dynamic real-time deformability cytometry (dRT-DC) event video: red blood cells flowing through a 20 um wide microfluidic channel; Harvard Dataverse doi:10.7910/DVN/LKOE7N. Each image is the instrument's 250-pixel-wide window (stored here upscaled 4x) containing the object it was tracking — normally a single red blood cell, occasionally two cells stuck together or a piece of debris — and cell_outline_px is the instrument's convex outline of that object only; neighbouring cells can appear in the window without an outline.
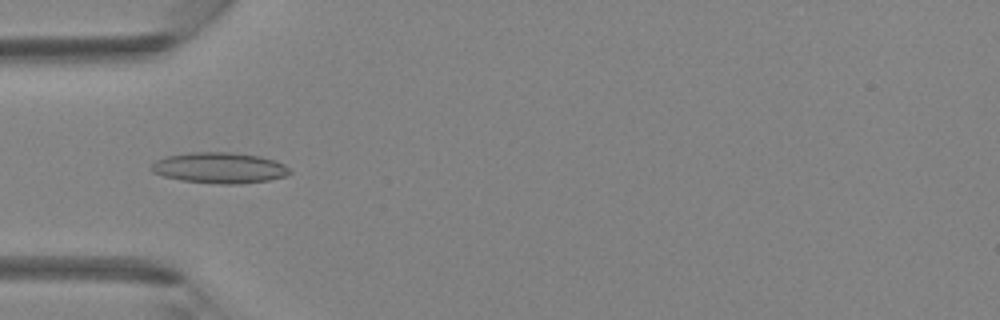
{"species": "Egyptian fruit bat (a non-hibernating species)", "species_latin": "Rousettus aegyptiacus", "temperature_condition": "room temperature", "stored_images_in_passage": 43, "camera_frame_rate_fps": 3000, "um_per_image_px": 0.085, "animal": {"sex": "female"}, "frame": {"image": 1, "passage_image": 14, "time_ms": 4.333, "image_size_px": [1000, 320], "cell_outline_px": [[292, 172], [284, 176], [268, 180], [240, 184], [220, 184], [180, 180], [164, 176], [152, 172], [152, 164], [156, 160], [164, 156], [188, 152], [232, 152], [260, 156], [276, 160], [284, 164]], "centroid_in_image_um": [18.65, 14.26], "position_along_channel_um": 66.3, "area_um2": 24.97}}
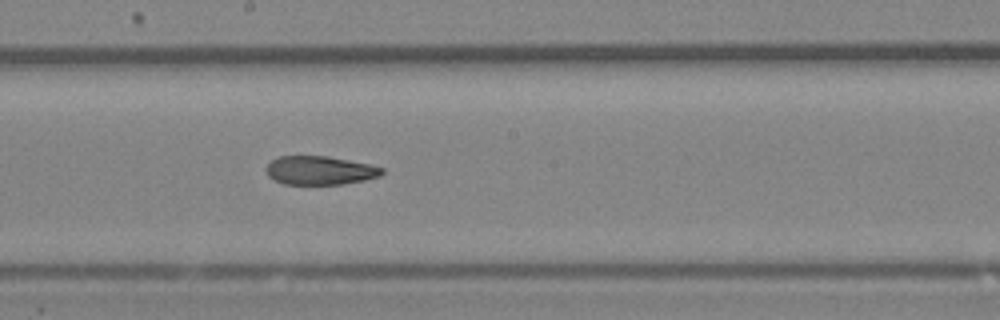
{"frame": {"image": 2, "passage_image": 24, "time_ms": 7.667, "image_size_px": [1000, 320], "cell_outline_px": [[384, 172], [380, 176], [364, 180], [340, 184], [284, 184], [268, 176], [264, 168], [272, 160], [280, 156], [328, 156], [368, 164], [384, 168]], "centroid_in_image_um": [27.18, 14.48], "position_along_channel_um": 221.0, "area_um2": 19.25}}
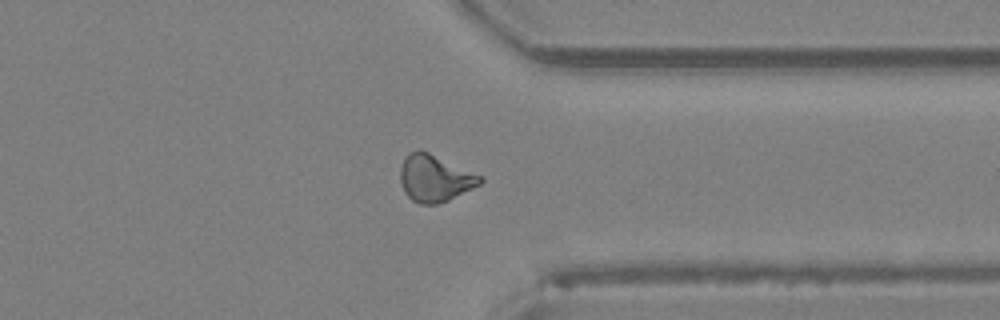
{"frame": {"image": 3, "passage_image": 34, "time_ms": 11.0, "image_size_px": [1000, 320], "cell_outline_px": [[484, 180], [480, 184], [448, 200], [436, 204], [420, 204], [412, 200], [404, 192], [400, 184], [400, 168], [408, 152], [428, 152], [484, 176]], "centroid_in_image_um": [36.96, 15.17], "position_along_channel_um": 374.4, "area_um2": 21.62}}